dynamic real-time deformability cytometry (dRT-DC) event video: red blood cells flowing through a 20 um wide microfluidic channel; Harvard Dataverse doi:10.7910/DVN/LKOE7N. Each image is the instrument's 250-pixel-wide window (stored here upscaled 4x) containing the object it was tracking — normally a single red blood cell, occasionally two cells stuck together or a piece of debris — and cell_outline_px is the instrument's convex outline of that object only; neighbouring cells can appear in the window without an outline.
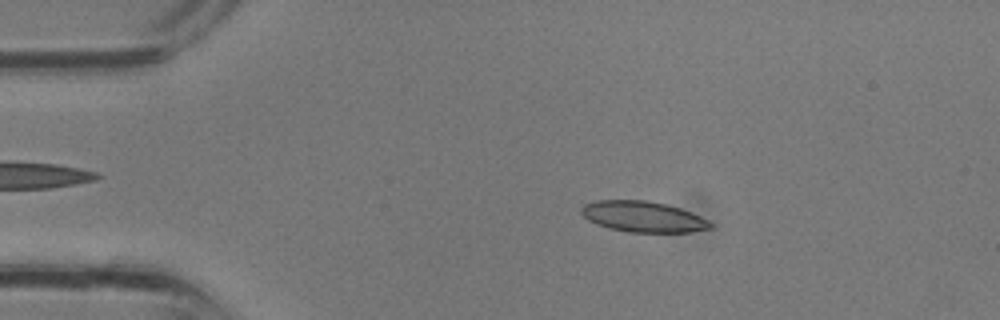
{"species": "common noctule bat (a hibernating species)", "species_latin": "Nyctalus noctula", "temperature_condition": "room temperature", "stored_images_in_passage": 31, "camera_frame_rate_fps": 3000, "um_per_image_px": 0.085, "animal": {"sex": "male", "body_mass_g": 13.3}, "frame": {"image": 1, "passage_image": 4, "time_ms": 1.0, "image_size_px": [1000, 320], "cell_outline_px": [[712, 228], [688, 232], [628, 232], [608, 228], [596, 224], [588, 220], [580, 212], [580, 208], [584, 204], [596, 200], [644, 200], [664, 204], [680, 208], [700, 216], [708, 220], [712, 224]], "centroid_in_image_um": [54.62, 18.42], "position_along_channel_um": 30.4, "area_um2": 23.12}}
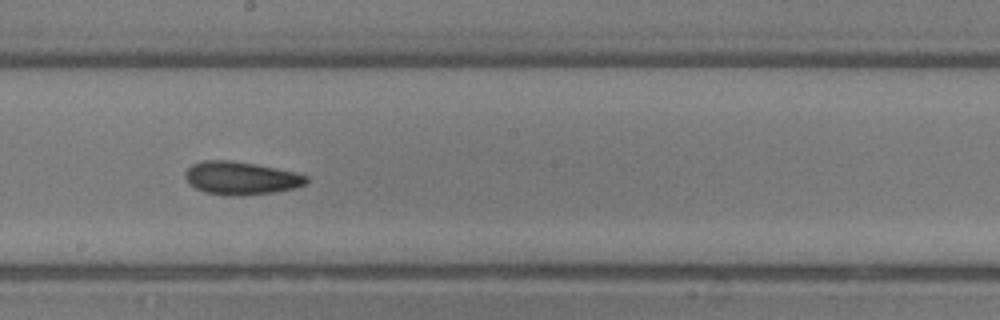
{"frame": {"image": 2, "passage_image": 16, "time_ms": 5.0, "image_size_px": [1000, 320], "cell_outline_px": [[308, 184], [296, 188], [272, 192], [244, 196], [228, 196], [204, 192], [188, 184], [184, 176], [184, 172], [192, 164], [204, 160], [232, 160], [256, 164], [296, 172], [308, 176]], "centroid_in_image_um": [20.48, 15.14], "position_along_channel_um": 227.7, "area_um2": 23.7}}
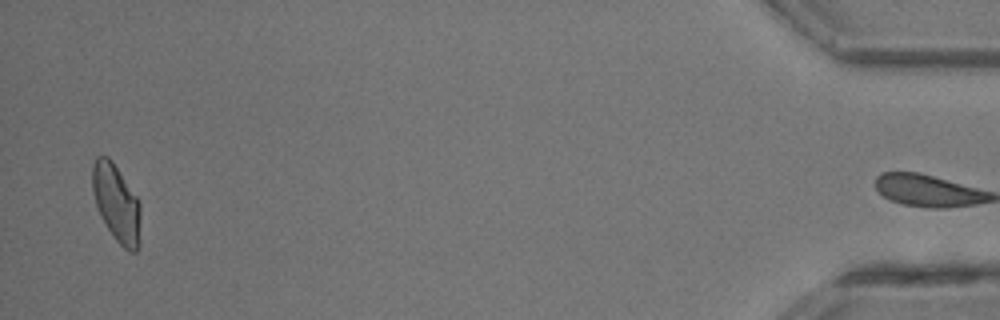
{"frame": {"image": 3, "passage_image": 30, "time_ms": 9.667, "image_size_px": [1000, 320], "cell_outline_px": [[140, 244], [136, 252], [128, 252], [116, 240], [100, 216], [92, 192], [92, 164], [96, 156], [108, 156], [112, 160], [136, 196], [140, 204]], "centroid_in_image_um": [9.9, 17.27], "position_along_channel_um": 425.3, "area_um2": 21.85}}